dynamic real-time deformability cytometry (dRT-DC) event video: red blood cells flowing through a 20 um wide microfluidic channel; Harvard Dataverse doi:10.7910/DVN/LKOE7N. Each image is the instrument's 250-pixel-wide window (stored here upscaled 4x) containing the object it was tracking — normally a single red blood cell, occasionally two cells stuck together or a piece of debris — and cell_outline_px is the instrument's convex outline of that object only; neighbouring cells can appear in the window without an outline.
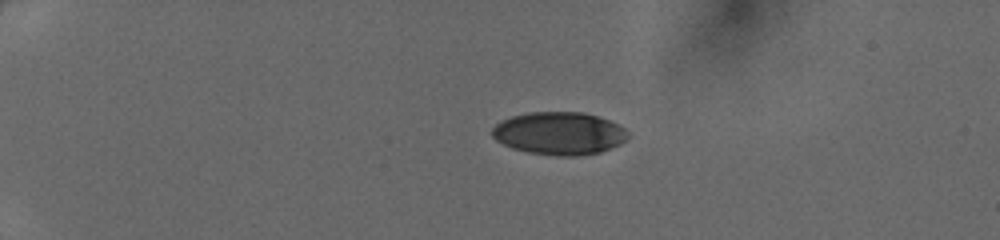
{"species": "human", "species_latin": "Homo sapiens", "temperature_condition": "cold", "stored_images_in_passage": 37, "camera_frame_rate_fps": 3000, "um_per_image_px": 0.085, "donor": {"sex": "female"}, "frame": {"image": 1, "passage_image": 1, "time_ms": 0.0, "image_size_px": [1000, 240], "cell_outline_px": [[612, 144], [596, 152], [540, 152], [520, 148], [508, 144], [500, 140], [492, 132], [500, 124], [516, 116], [544, 112], [568, 112], [592, 116], [604, 120], [612, 124]], "centroid_in_image_um": [47.28, 11.27], "position_along_channel_um": 37.7, "area_um2": 28.21}}
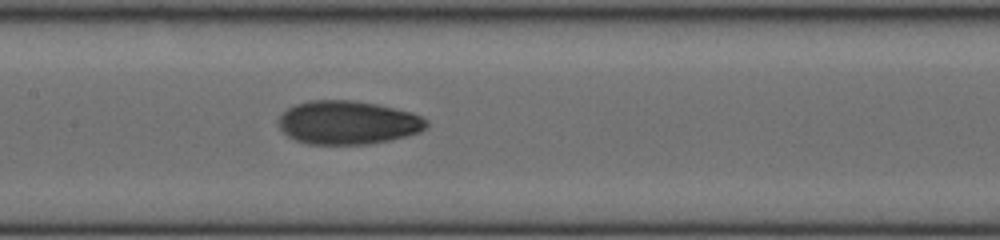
{"frame": {"image": 2, "passage_image": 16, "time_ms": 5.0, "image_size_px": [1000, 240], "cell_outline_px": [[424, 124], [420, 128], [412, 132], [396, 136], [376, 140], [304, 140], [296, 136], [284, 124], [284, 116], [288, 112], [304, 104], [364, 104], [384, 108], [416, 116]], "centroid_in_image_um": [29.64, 10.4], "position_along_channel_um": 177.8, "area_um2": 29.65}}
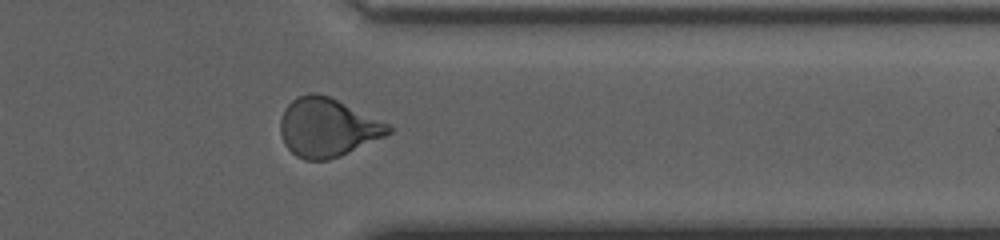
{"frame": {"image": 3, "passage_image": 30, "time_ms": 9.667, "image_size_px": [1000, 240], "cell_outline_px": [[388, 132], [336, 156], [320, 160], [312, 160], [300, 156], [284, 140], [284, 116], [288, 108], [300, 96], [324, 96], [388, 128]], "centroid_in_image_um": [27.75, 10.88], "position_along_channel_um": 383.7, "area_um2": 31.91}}